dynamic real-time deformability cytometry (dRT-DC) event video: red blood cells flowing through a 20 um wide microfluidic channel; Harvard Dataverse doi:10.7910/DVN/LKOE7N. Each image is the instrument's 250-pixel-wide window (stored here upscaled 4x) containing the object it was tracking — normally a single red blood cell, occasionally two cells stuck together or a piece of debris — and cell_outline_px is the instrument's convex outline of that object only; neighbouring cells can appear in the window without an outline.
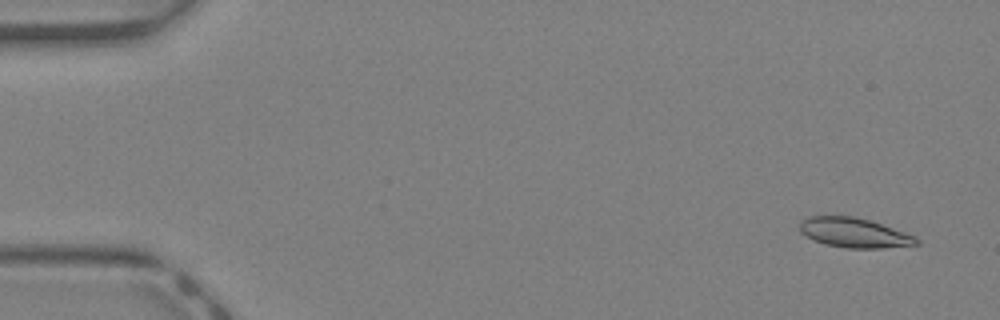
{"species": "Egyptian fruit bat (a non-hibernating species)", "species_latin": "Rousettus aegyptiacus", "temperature_condition": "warm", "stored_images_in_passage": 43, "segment_of_instrument_passage": [1, 2], "camera_frame_rate_fps": 3000, "um_per_image_px": 0.085, "animal": {"sex": "female"}, "frame": {"image": 1, "passage_image": 3, "time_ms": 0.667, "image_size_px": [1000, 320], "cell_outline_px": [[920, 244], [884, 248], [848, 248], [824, 244], [812, 240], [800, 232], [800, 220], [808, 216], [852, 216], [872, 220], [916, 236], [920, 240]], "centroid_in_image_um": [72.62, 19.78], "position_along_channel_um": 12.4, "area_um2": 20.46}}
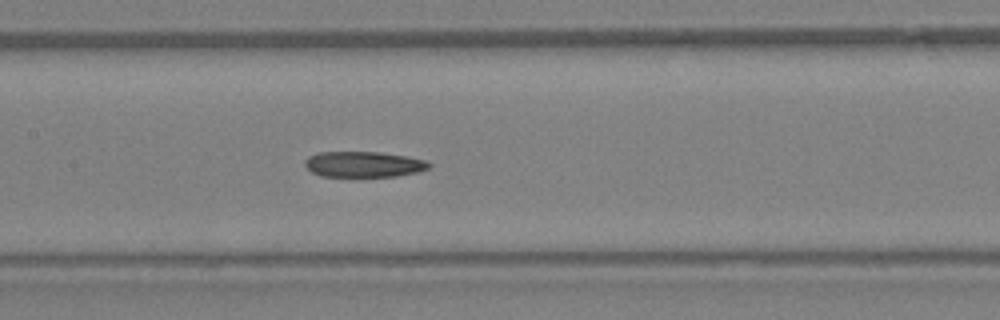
{"frame": {"image": 2, "passage_image": 21, "time_ms": 6.667, "image_size_px": [1000, 320], "cell_outline_px": [[432, 164], [428, 168], [416, 172], [396, 176], [320, 176], [312, 172], [304, 164], [304, 160], [308, 156], [320, 152], [380, 152], [408, 156], [424, 160]], "centroid_in_image_um": [30.89, 13.96], "position_along_channel_um": 176.5, "area_um2": 18.5}}
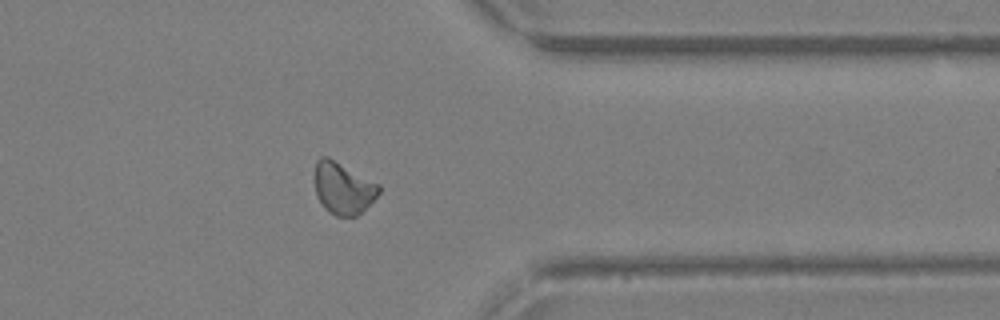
{"frame": {"image": 3, "passage_image": 34, "time_ms": 11.0, "image_size_px": [1000, 320], "cell_outline_px": [[380, 192], [356, 216], [336, 216], [328, 212], [324, 208], [316, 196], [316, 160], [320, 156], [328, 156], [380, 184]], "centroid_in_image_um": [29.15, 15.98], "position_along_channel_um": 382.2, "area_um2": 19.25}}